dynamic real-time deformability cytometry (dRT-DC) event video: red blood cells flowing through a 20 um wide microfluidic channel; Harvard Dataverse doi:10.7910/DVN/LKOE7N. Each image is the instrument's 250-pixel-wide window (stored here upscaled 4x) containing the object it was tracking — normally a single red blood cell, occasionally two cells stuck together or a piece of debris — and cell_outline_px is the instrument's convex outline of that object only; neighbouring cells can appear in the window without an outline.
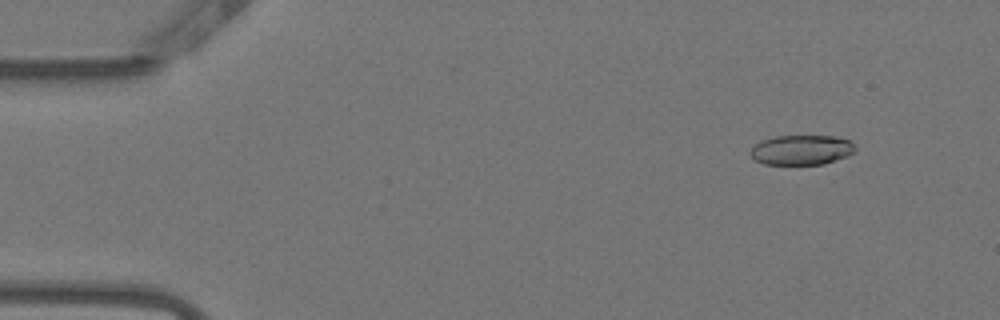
{"species": "Egyptian fruit bat (a non-hibernating species)", "species_latin": "Rousettus aegyptiacus", "temperature_condition": "warm", "stored_images_in_passage": 50, "camera_frame_rate_fps": 3000, "um_per_image_px": 0.085, "animal": {"sex": "female"}, "frame": {"image": 1, "passage_image": 5, "time_ms": 1.333, "image_size_px": [1000, 320], "cell_outline_px": [[856, 152], [848, 156], [824, 164], [764, 164], [756, 160], [748, 152], [760, 140], [776, 136], [832, 136], [852, 140], [856, 148]], "centroid_in_image_um": [68.17, 12.74], "position_along_channel_um": 16.8, "area_um2": 18.38}}
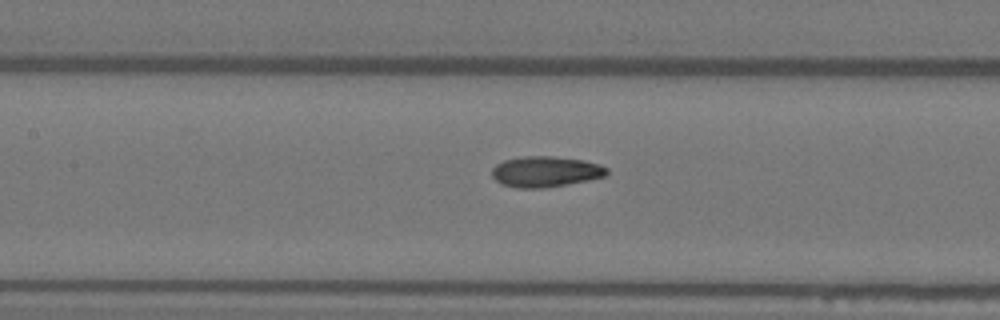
{"frame": {"image": 2, "passage_image": 24, "time_ms": 7.667, "image_size_px": [1000, 320], "cell_outline_px": [[608, 172], [604, 176], [588, 180], [544, 188], [516, 188], [500, 184], [492, 176], [492, 168], [496, 164], [504, 160], [524, 156], [552, 156], [584, 160], [600, 164], [608, 168]], "centroid_in_image_um": [46.35, 14.59], "position_along_channel_um": 161.1, "area_um2": 20.63}}
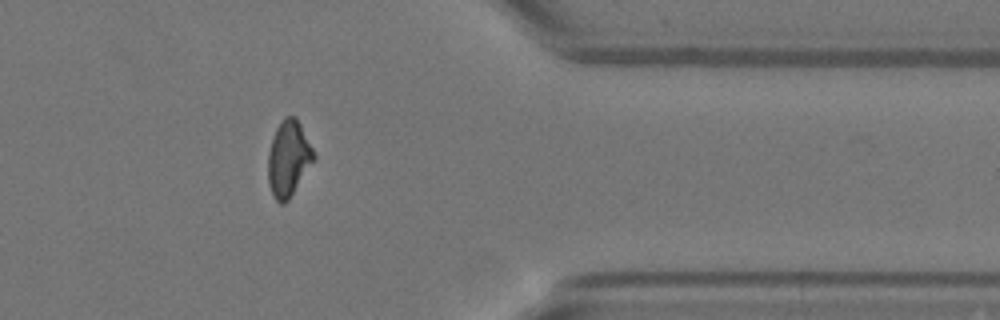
{"frame": {"image": 3, "passage_image": 43, "time_ms": 14.0, "image_size_px": [1000, 320], "cell_outline_px": [[316, 156], [288, 200], [284, 204], [280, 204], [276, 200], [268, 184], [268, 152], [276, 128], [284, 116], [296, 116]], "centroid_in_image_um": [24.5, 13.46], "position_along_channel_um": 386.9, "area_um2": 19.83}, "authors_computed_cell_mechanics": {"area_um2": 19.8543, "velocity_mm_per_s": 3.8432, "shape_relaxation_time_tau1_ms": 11.373, "shape_relaxation_time_tau2_ms": 2.3614, "deformation_change_tau1": 0.2759, "deformation_change_tau2": 0.0803}}